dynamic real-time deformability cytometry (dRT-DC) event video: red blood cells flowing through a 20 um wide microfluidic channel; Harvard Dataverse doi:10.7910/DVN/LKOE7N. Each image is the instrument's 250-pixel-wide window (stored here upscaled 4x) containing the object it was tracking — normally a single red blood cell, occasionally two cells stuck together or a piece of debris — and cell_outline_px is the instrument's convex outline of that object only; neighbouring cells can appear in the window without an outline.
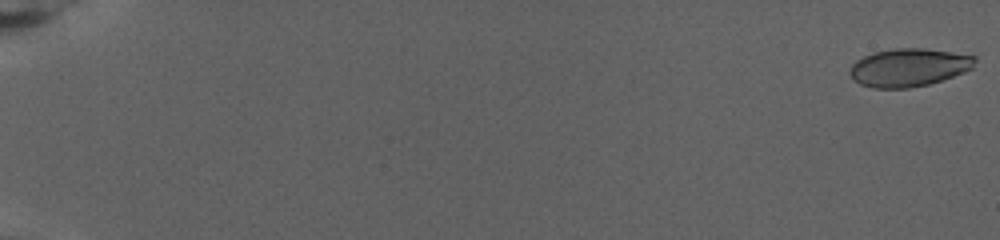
{"species": "human", "species_latin": "Homo sapiens", "temperature_condition": "warm", "stored_images_in_passage": 82, "camera_frame_rate_fps": 3000, "um_per_image_px": 0.085, "donor": {"sex": "female"}, "frame": {"image": 1, "passage_image": 1, "time_ms": 0.0, "image_size_px": [1000, 240], "cell_outline_px": [[976, 60], [972, 68], [964, 72], [928, 84], [908, 88], [872, 88], [860, 84], [848, 72], [852, 64], [856, 60], [872, 52], [892, 48], [924, 48], [952, 52], [976, 56]], "centroid_in_image_um": [77.23, 5.72], "position_along_channel_um": 7.8, "area_um2": 27.69}}
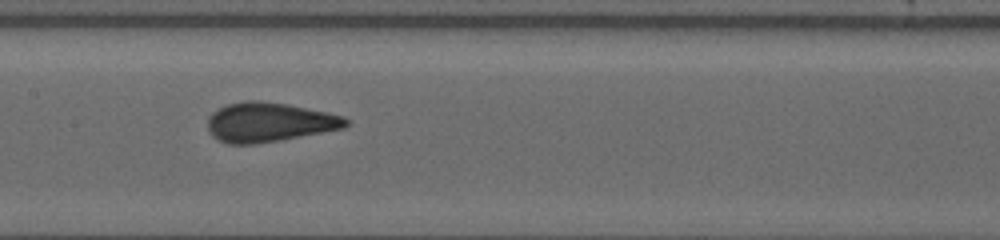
{"frame": {"image": 2, "passage_image": 45, "time_ms": 14.667, "image_size_px": [1000, 240], "cell_outline_px": [[352, 124], [344, 128], [280, 140], [256, 144], [228, 144], [212, 136], [208, 128], [208, 116], [212, 112], [228, 104], [244, 100], [260, 100], [284, 104], [328, 112], [344, 116]], "centroid_in_image_um": [22.89, 10.39], "position_along_channel_um": 184.5, "area_um2": 31.73}}
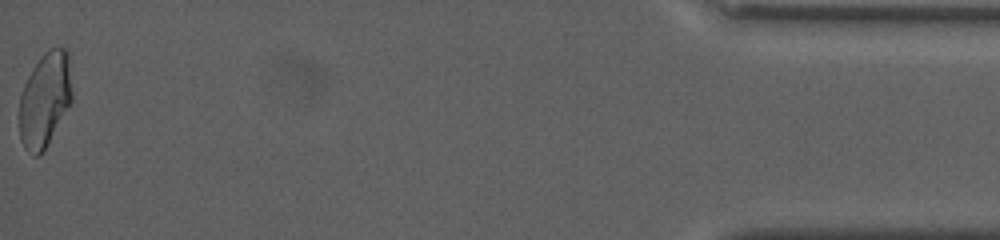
{"frame": {"image": 3, "passage_image": 82, "time_ms": 27.0, "image_size_px": [1000, 240], "cell_outline_px": [[72, 100], [40, 156], [32, 156], [24, 148], [20, 140], [20, 96], [24, 84], [32, 68], [40, 56], [48, 48], [68, 48], [72, 92]], "centroid_in_image_um": [3.81, 8.44], "position_along_channel_um": 431.4, "area_um2": 29.02}}